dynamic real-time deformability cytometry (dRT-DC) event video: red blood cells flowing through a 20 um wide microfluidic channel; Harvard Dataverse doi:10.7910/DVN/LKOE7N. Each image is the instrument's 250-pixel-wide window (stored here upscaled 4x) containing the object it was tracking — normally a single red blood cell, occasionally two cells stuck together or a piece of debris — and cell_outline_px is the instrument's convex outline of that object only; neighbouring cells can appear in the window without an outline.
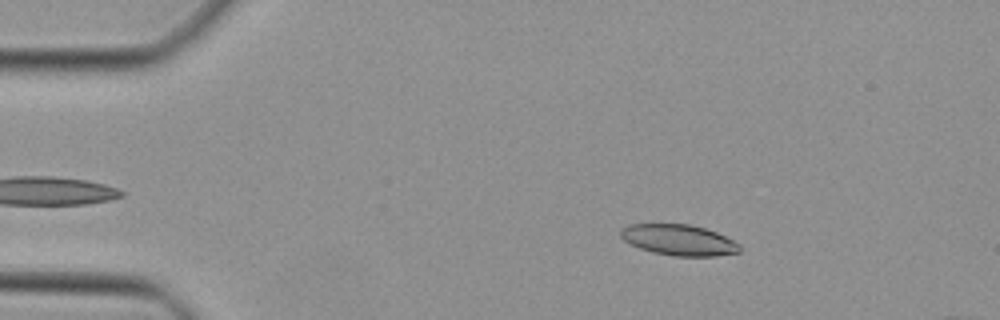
{"species": "Egyptian fruit bat (a non-hibernating species)", "species_latin": "Rousettus aegyptiacus", "temperature_condition": "cold", "stored_images_in_passage": 46, "camera_frame_rate_fps": 3000, "um_per_image_px": 0.085, "animal": {"sex": "female"}, "frame": {"image": 1, "passage_image": 7, "time_ms": 2.0, "image_size_px": [1000, 320], "cell_outline_px": [[740, 252], [716, 256], [676, 256], [652, 252], [640, 248], [624, 240], [620, 236], [620, 228], [628, 224], [692, 224], [716, 232], [740, 244]], "centroid_in_image_um": [57.69, 20.39], "position_along_channel_um": 27.3, "area_um2": 21.39}}
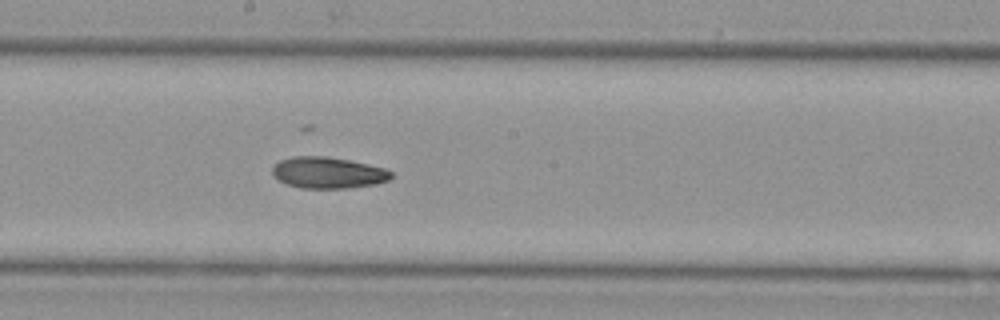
{"frame": {"image": 2, "passage_image": 25, "time_ms": 8.0, "image_size_px": [1000, 320], "cell_outline_px": [[392, 176], [388, 180], [376, 184], [348, 188], [300, 188], [288, 184], [272, 176], [272, 168], [280, 160], [292, 156], [328, 156], [368, 164], [384, 168], [392, 172]], "centroid_in_image_um": [27.87, 14.68], "position_along_channel_um": 220.3, "area_um2": 21.68}}
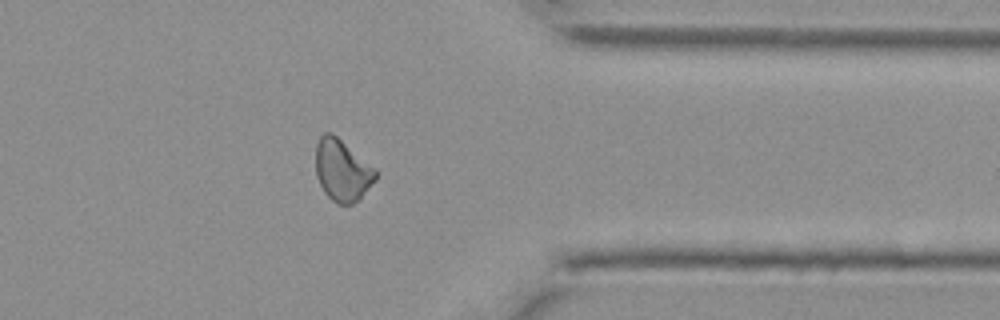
{"frame": {"image": 3, "passage_image": 37, "time_ms": 12.0, "image_size_px": [1000, 320], "cell_outline_px": [[376, 180], [360, 200], [352, 204], [340, 204], [332, 200], [324, 192], [316, 176], [316, 144], [320, 136], [324, 132], [332, 132], [376, 168]], "centroid_in_image_um": [29.1, 14.47], "position_along_channel_um": 382.3, "area_um2": 21.73}}